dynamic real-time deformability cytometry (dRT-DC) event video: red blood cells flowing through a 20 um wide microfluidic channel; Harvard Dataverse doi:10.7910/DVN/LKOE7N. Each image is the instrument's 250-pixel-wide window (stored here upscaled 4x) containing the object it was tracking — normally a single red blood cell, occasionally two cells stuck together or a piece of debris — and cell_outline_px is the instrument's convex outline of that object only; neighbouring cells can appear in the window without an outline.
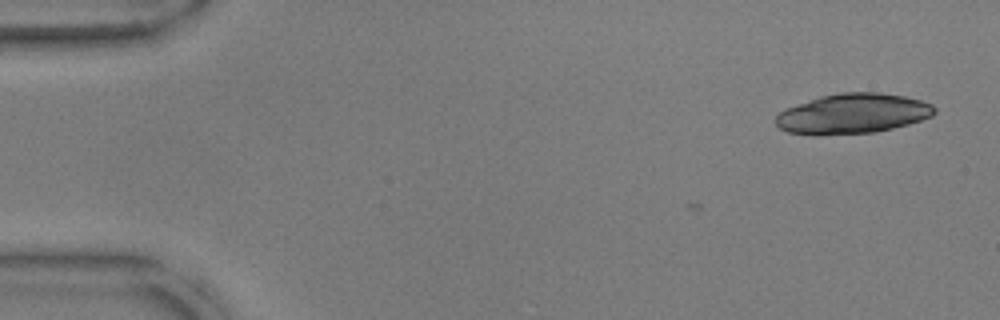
{"species": "common noctule bat (a hibernating species)", "species_latin": "Nyctalus noctula", "temperature_condition": "warm", "stored_images_in_passage": 4, "camera_frame_rate_fps": 3000, "um_per_image_px": 0.085, "animal": {"sex": "male", "body_mass_g": 17.9, "forearm_length_mm": 54.2}, "frame": {"image": 1, "passage_image": 4, "time_ms": 1.0, "image_size_px": [1000, 320], "cell_outline_px": [[936, 112], [932, 116], [908, 124], [876, 132], [820, 136], [812, 136], [788, 132], [780, 128], [776, 124], [776, 116], [780, 112], [788, 108], [820, 96], [840, 92], [880, 92], [904, 96], [920, 100], [932, 104], [936, 108]], "centroid_in_image_um": [72.49, 9.67], "position_along_channel_um": 12.5, "area_um2": 37.22}}